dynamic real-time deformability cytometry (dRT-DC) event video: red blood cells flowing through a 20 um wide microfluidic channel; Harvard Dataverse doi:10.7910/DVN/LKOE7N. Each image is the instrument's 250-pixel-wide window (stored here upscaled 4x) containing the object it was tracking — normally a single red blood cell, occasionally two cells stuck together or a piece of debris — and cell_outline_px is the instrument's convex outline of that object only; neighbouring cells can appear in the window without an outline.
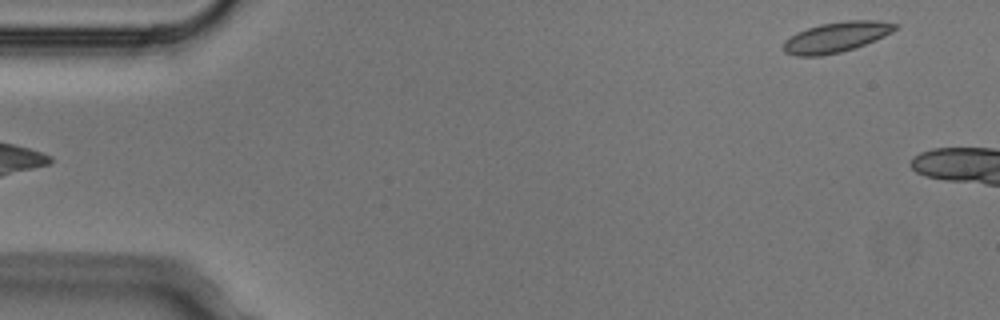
{"species": "Egyptian fruit bat (a non-hibernating species)", "species_latin": "Rousettus aegyptiacus", "temperature_condition": "cold", "stored_images_in_passage": 4, "camera_frame_rate_fps": 3000, "um_per_image_px": 0.085, "animal": {"sex": "male"}, "frame": {"image": 1, "passage_image": 4, "time_ms": 1.0, "image_size_px": [1000, 320], "cell_outline_px": [[900, 28], [876, 40], [840, 52], [820, 56], [796, 56], [784, 52], [784, 40], [796, 32], [820, 24], [844, 20], [880, 20], [900, 24]], "centroid_in_image_um": [71.12, 3.13], "position_along_channel_um": 13.9, "area_um2": 19.88}}